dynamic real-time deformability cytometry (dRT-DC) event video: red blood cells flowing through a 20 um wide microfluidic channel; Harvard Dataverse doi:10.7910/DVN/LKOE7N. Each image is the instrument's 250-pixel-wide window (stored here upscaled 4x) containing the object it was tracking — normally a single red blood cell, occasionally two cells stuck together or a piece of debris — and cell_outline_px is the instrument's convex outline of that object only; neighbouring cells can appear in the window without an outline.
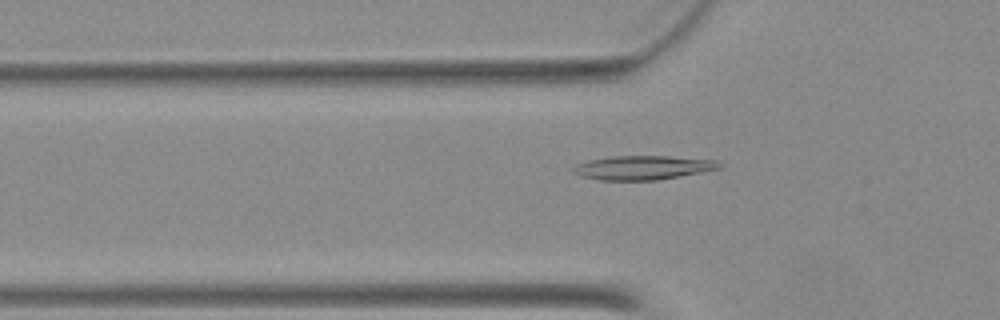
{"species": "Egyptian fruit bat (a non-hibernating species)", "species_latin": "Rousettus aegyptiacus", "temperature_condition": "warm", "stored_images_in_passage": 31, "camera_frame_rate_fps": 3000, "um_per_image_px": 0.085, "animal": {"sex": "female"}, "frame": {"image": 1, "passage_image": 8, "time_ms": 2.333, "image_size_px": [1000, 320], "cell_outline_px": [[724, 164], [720, 168], [700, 172], [656, 180], [600, 180], [580, 176], [572, 172], [572, 168], [576, 164], [588, 160], [612, 156], [668, 156], [716, 160]], "centroid_in_image_um": [54.61, 14.24], "position_along_channel_um": 71.2, "area_um2": 20.4}}
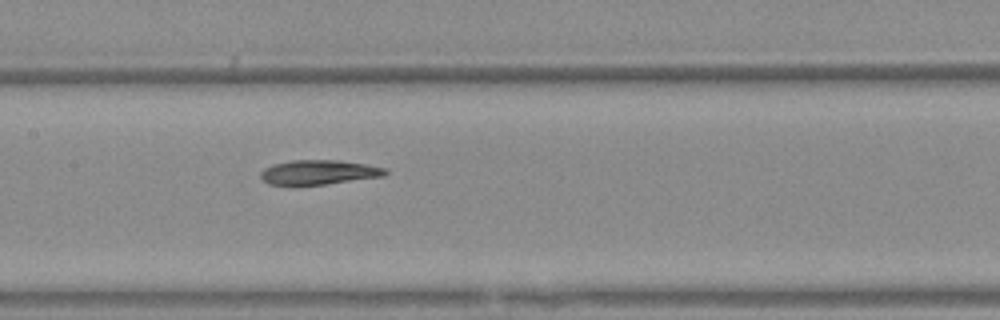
{"frame": {"image": 2, "passage_image": 16, "time_ms": 5.0, "image_size_px": [1000, 320], "cell_outline_px": [[388, 172], [384, 176], [296, 188], [292, 188], [268, 184], [260, 176], [260, 172], [264, 168], [272, 164], [292, 160], [340, 160], [388, 168]], "centroid_in_image_um": [27.02, 14.68], "position_along_channel_um": 180.4, "area_um2": 18.55}}
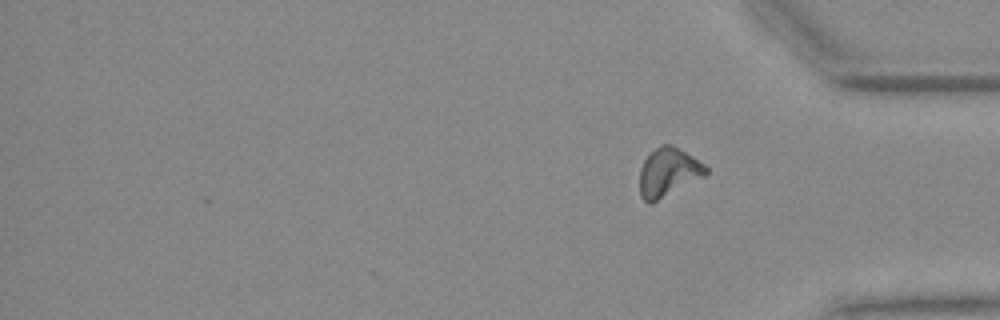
{"frame": {"image": 3, "passage_image": 31, "time_ms": 10.0, "image_size_px": [1000, 320], "cell_outline_px": [[708, 172], [704, 176], [652, 204], [648, 204], [640, 196], [640, 168], [644, 160], [660, 144], [672, 144], [704, 164], [708, 168]], "centroid_in_image_um": [56.79, 14.66], "position_along_channel_um": 378.4, "area_um2": 18.67}}